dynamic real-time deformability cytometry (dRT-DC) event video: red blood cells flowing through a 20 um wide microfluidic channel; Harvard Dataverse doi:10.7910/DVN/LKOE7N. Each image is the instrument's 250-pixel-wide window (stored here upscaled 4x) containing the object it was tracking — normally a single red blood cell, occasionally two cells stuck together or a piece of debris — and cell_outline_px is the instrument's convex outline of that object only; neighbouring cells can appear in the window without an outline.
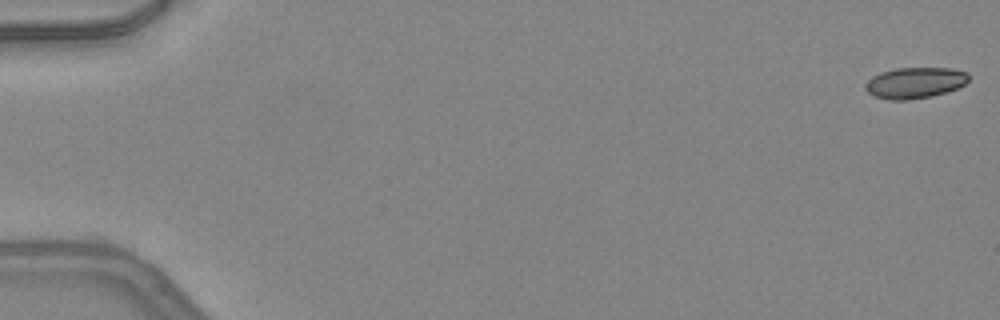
{"species": "common noctule bat (a hibernating species)", "species_latin": "Nyctalus noctula", "temperature_condition": "warm", "stored_images_in_passage": 49, "camera_frame_rate_fps": 3000, "um_per_image_px": 0.085, "animal": {"sex": "female", "body_mass_g": 24.6, "forearm_length_mm": 56.2}, "frame": {"image": 1, "passage_image": 1, "time_ms": 0.0, "image_size_px": [1000, 320], "cell_outline_px": [[968, 80], [964, 84], [956, 88], [932, 96], [904, 100], [888, 100], [872, 96], [868, 92], [868, 80], [872, 76], [880, 72], [896, 68], [952, 68], [968, 72]], "centroid_in_image_um": [77.77, 7.03], "position_along_channel_um": 7.2, "area_um2": 18.5}}
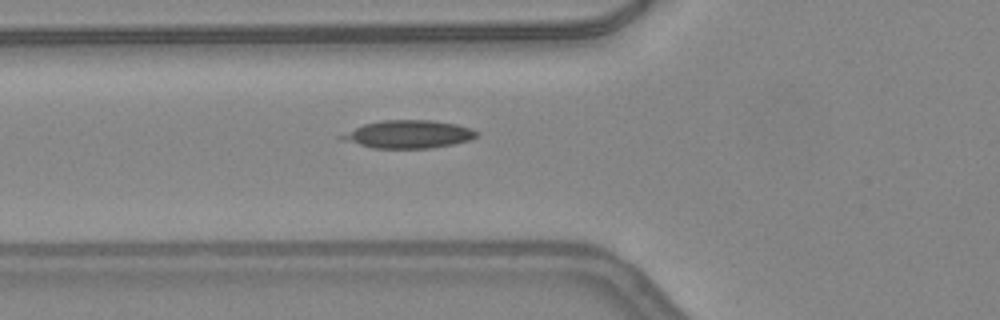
{"frame": {"image": 2, "passage_image": 19, "time_ms": 6.0, "image_size_px": [1000, 320], "cell_outline_px": [[476, 136], [468, 140], [452, 144], [432, 148], [372, 148], [340, 140], [336, 136], [364, 124], [384, 120], [432, 120], [456, 124], [472, 128], [476, 132]], "centroid_in_image_um": [34.65, 11.41], "position_along_channel_um": 91.1, "area_um2": 21.91}}
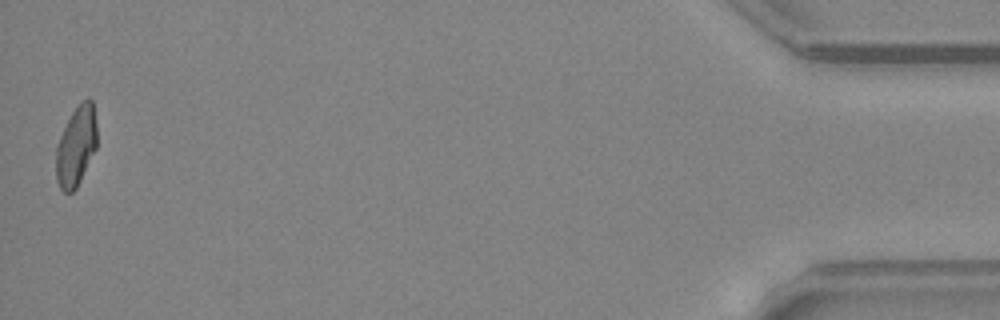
{"frame": {"image": 3, "passage_image": 49, "time_ms": 16.0, "image_size_px": [1000, 320], "cell_outline_px": [[96, 148], [76, 188], [72, 192], [64, 192], [60, 188], [56, 180], [56, 144], [72, 112], [80, 100], [88, 96], [92, 100], [96, 124]], "centroid_in_image_um": [6.46, 12.39], "position_along_channel_um": 428.7, "area_um2": 19.02}, "authors_computed_cell_mechanics": {"area_um2": 20.4034, "velocity_mm_per_s": 4.2785, "shape_relaxation_time_tau1_ms": null, "shape_relaxation_time_tau2_ms": 2.5817, "deformation_change_tau1": null, "deformation_change_tau2": 0.0549}}